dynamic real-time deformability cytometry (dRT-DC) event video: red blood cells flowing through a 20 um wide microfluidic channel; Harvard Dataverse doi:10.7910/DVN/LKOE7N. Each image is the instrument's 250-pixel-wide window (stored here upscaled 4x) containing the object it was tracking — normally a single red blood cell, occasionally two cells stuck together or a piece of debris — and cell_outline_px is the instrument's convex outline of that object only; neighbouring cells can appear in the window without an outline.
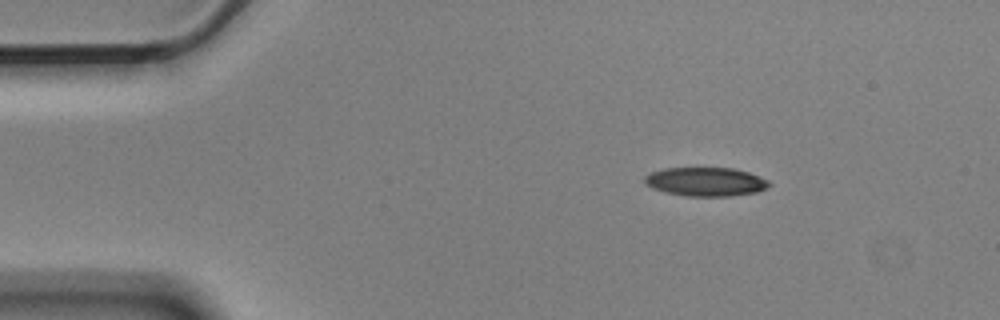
{"species": "Egyptian fruit bat (a non-hibernating species)", "species_latin": "Rousettus aegyptiacus", "temperature_condition": "cold", "stored_images_in_passage": 3, "camera_frame_rate_fps": 3000, "um_per_image_px": 0.085, "animal": {"sex": "male"}, "frame": {"image": 1, "passage_image": 1, "time_ms": 0.0, "image_size_px": [1000, 320], "cell_outline_px": [[772, 184], [756, 192], [732, 196], [688, 196], [668, 192], [652, 188], [644, 184], [644, 176], [648, 172], [664, 168], [732, 168], [748, 172], [768, 180]], "centroid_in_image_um": [59.94, 15.44], "position_along_channel_um": 25.1, "area_um2": 20.87}}